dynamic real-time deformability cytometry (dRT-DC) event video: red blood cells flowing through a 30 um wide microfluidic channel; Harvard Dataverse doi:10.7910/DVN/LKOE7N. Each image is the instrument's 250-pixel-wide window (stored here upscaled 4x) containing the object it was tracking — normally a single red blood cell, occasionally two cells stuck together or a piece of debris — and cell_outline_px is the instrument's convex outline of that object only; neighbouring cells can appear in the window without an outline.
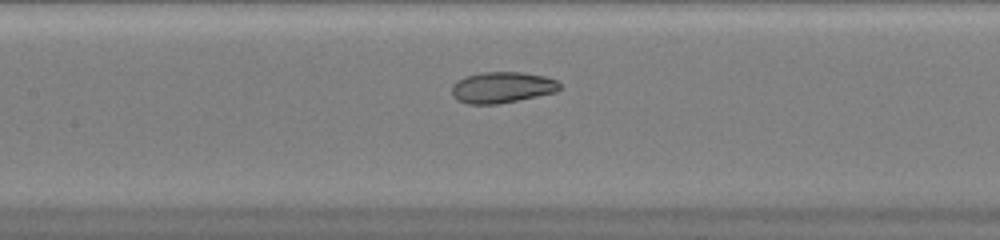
{"species": "common noctule bat (a hibernating species)", "species_latin": "Nyctalus noctula", "temperature_condition": "warm", "stored_images_in_passage": 42, "camera_frame_rate_fps": 3000, "um_per_image_px": 0.085, "animal": {"sex": "female", "body_mass_g": 20.0, "forearm_length_mm": 54.0}, "frame": {"image": 1, "passage_image": 16, "time_ms": 5.0, "image_size_px": [1000, 240], "cell_outline_px": [[560, 88], [556, 92], [496, 104], [468, 104], [456, 100], [452, 96], [452, 84], [456, 80], [464, 76], [480, 72], [520, 72], [544, 76], [556, 80], [560, 84]], "centroid_in_image_um": [42.61, 7.42], "position_along_channel_um": 164.8, "area_um2": 19.59}}
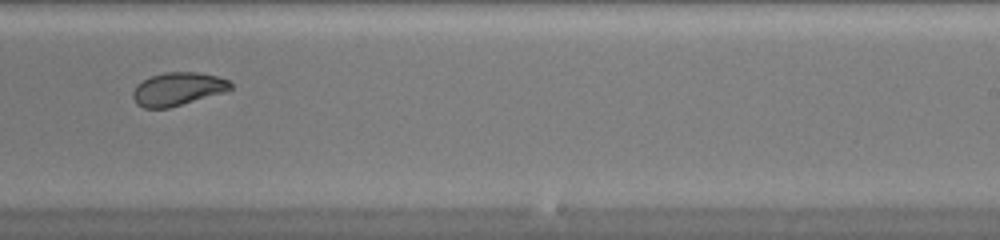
{"frame": {"image": 2, "passage_image": 24, "time_ms": 7.667, "image_size_px": [1000, 240], "cell_outline_px": [[232, 88], [224, 92], [168, 108], [144, 108], [136, 104], [132, 96], [132, 92], [136, 84], [152, 76], [164, 72], [196, 72], [216, 76], [228, 80], [232, 84]], "centroid_in_image_um": [15.07, 7.56], "position_along_channel_um": 273.9, "area_um2": 18.73}}
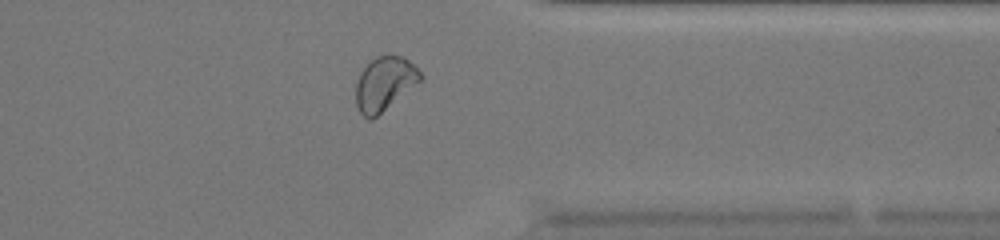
{"frame": {"image": 3, "passage_image": 32, "time_ms": 10.333, "image_size_px": [1000, 240], "cell_outline_px": [[424, 80], [372, 120], [368, 120], [360, 112], [356, 104], [356, 84], [360, 72], [376, 56], [404, 56], [424, 76]], "centroid_in_image_um": [32.72, 7.14], "position_along_channel_um": 378.7, "area_um2": 20.35}, "authors_computed_cell_mechanics": {"area_um2": 20.519, "velocity_mm_per_s": 4.1135, "shape_relaxation_time_tau1_ms": 7.4008, "shape_relaxation_time_tau2_ms": 1.1605, "deformation_change_tau1": 0.1942, "deformation_change_tau2": 0.058}}